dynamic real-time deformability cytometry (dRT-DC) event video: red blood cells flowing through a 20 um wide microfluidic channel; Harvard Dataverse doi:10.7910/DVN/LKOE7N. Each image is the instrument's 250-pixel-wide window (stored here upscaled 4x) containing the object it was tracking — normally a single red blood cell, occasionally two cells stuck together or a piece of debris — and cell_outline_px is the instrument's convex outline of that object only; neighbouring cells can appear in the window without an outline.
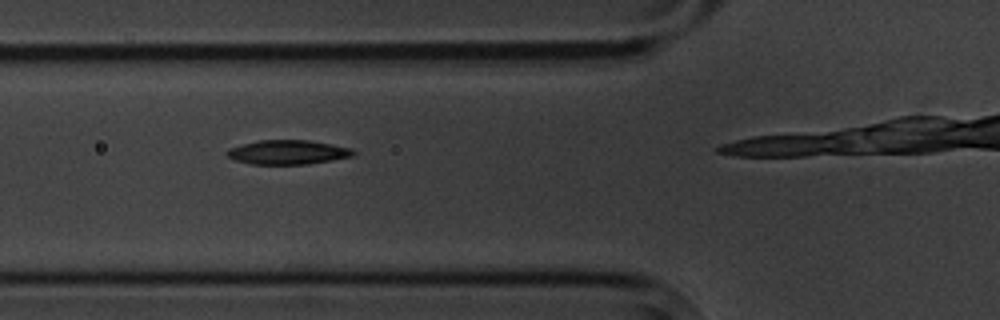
{"species": "common noctule bat (a hibernating species)", "species_latin": "Nyctalus noctula", "temperature_condition": "cold", "stored_images_in_passage": 6, "camera_frame_rate_fps": 3000, "um_per_image_px": 0.085, "animal": {"sex": "male", "body_mass_g": 20.1, "forearm_length_mm": 53.5}, "frame": {"image": 1, "passage_image": 3, "time_ms": 2.333, "image_size_px": [1000, 320], "cell_outline_px": [[356, 152], [352, 156], [332, 160], [308, 164], [252, 164], [236, 160], [228, 156], [224, 152], [228, 148], [260, 140], [308, 140], [352, 148]], "centroid_in_image_um": [24.46, 12.94], "position_along_channel_um": 101.3, "area_um2": 17.74}}